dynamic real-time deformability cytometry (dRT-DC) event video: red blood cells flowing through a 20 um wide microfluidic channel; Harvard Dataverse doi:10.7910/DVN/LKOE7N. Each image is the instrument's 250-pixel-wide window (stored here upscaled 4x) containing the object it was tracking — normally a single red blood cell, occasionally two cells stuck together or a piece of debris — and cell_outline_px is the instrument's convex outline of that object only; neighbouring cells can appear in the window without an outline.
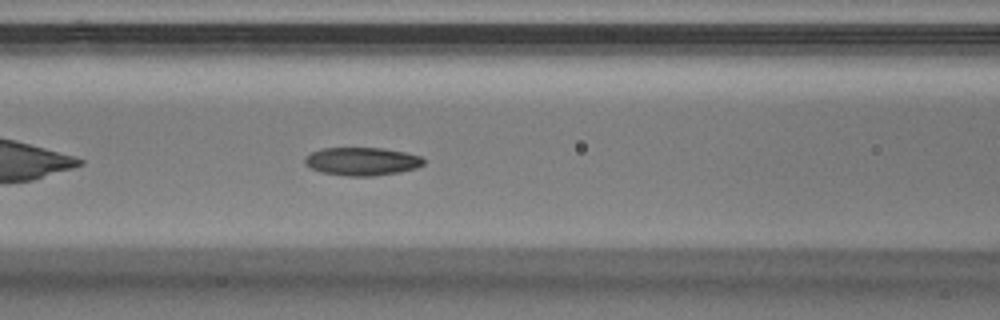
{"species": "Egyptian fruit bat (a non-hibernating species)", "species_latin": "Rousettus aegyptiacus", "temperature_condition": "warm", "stored_images_in_passage": 37, "camera_frame_rate_fps": 3000, "um_per_image_px": 0.085, "animal": {"sex": "male"}, "frame": {"image": 1, "passage_image": 8, "time_ms": 2.333, "image_size_px": [1000, 320], "cell_outline_px": [[424, 164], [416, 168], [400, 172], [372, 176], [348, 176], [320, 172], [304, 164], [304, 160], [312, 152], [320, 148], [380, 148], [404, 152], [420, 156], [424, 160]], "centroid_in_image_um": [30.76, 13.72], "position_along_channel_um": 135.8, "area_um2": 19.36}}
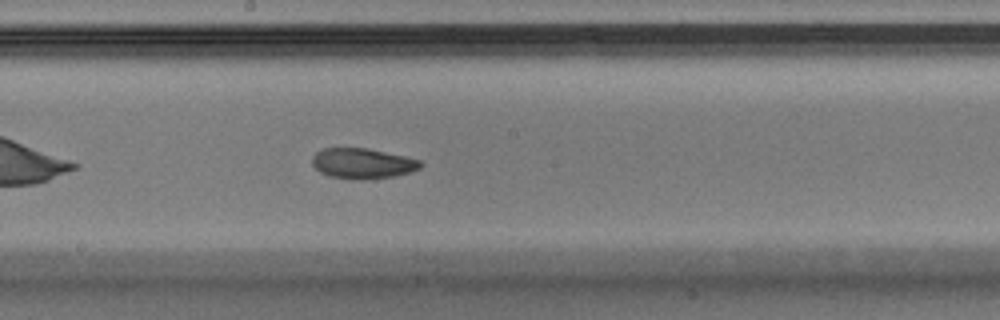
{"frame": {"image": 2, "passage_image": 14, "time_ms": 4.333, "image_size_px": [1000, 320], "cell_outline_px": [[424, 164], [420, 168], [396, 176], [364, 180], [352, 180], [328, 176], [320, 172], [312, 164], [312, 156], [316, 152], [324, 148], [368, 148], [404, 156], [420, 160]], "centroid_in_image_um": [30.8, 13.9], "position_along_channel_um": 217.4, "area_um2": 19.36}}
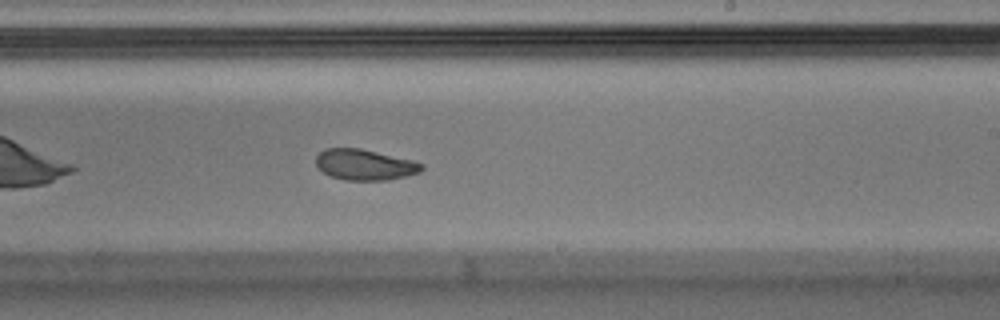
{"frame": {"image": 3, "passage_image": 17, "time_ms": 5.333, "image_size_px": [1000, 320], "cell_outline_px": [[424, 168], [420, 172], [388, 180], [348, 180], [332, 176], [324, 172], [316, 164], [316, 156], [324, 148], [360, 148], [412, 160], [424, 164]], "centroid_in_image_um": [31.01, 13.99], "position_along_channel_um": 258.0, "area_um2": 18.79}}